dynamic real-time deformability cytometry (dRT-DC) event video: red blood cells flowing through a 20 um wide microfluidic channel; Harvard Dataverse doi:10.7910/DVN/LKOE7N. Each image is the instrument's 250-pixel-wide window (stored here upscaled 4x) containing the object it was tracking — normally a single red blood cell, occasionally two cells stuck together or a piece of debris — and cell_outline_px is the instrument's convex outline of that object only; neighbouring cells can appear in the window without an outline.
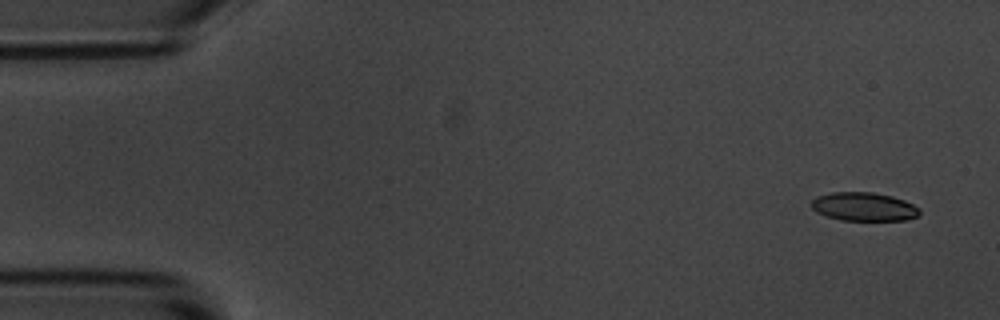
{"species": "common noctule bat (a hibernating species)", "species_latin": "Nyctalus noctula", "temperature_condition": "room temperature", "stored_images_in_passage": 6, "camera_frame_rate_fps": 3000, "um_per_image_px": 0.085, "animal": {"sex": "male", "body_mass_g": 20.1, "forearm_length_mm": 53.5}, "frame": {"image": 1, "passage_image": 1, "time_ms": 0.0, "image_size_px": [1000, 320], "cell_outline_px": [[920, 216], [908, 220], [840, 220], [816, 212], [808, 204], [816, 196], [832, 192], [872, 192], [892, 196], [904, 200], [920, 208]], "centroid_in_image_um": [73.43, 17.57], "position_along_channel_um": 11.6, "area_um2": 18.21}}
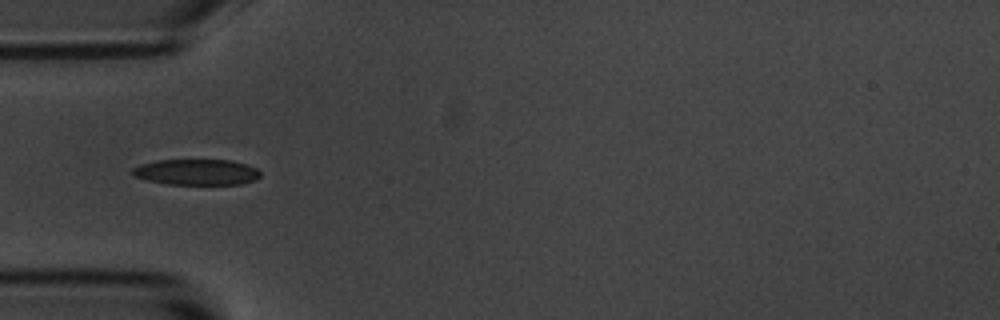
{"frame": {"image": 2, "passage_image": 5, "time_ms": 4.667, "image_size_px": [1000, 320], "cell_outline_px": [[260, 176], [256, 180], [240, 184], [164, 184], [148, 180], [136, 176], [132, 172], [132, 168], [140, 164], [156, 160], [232, 160], [256, 168], [260, 172]], "centroid_in_image_um": [16.71, 14.62], "position_along_channel_um": 68.3, "area_um2": 19.19}}